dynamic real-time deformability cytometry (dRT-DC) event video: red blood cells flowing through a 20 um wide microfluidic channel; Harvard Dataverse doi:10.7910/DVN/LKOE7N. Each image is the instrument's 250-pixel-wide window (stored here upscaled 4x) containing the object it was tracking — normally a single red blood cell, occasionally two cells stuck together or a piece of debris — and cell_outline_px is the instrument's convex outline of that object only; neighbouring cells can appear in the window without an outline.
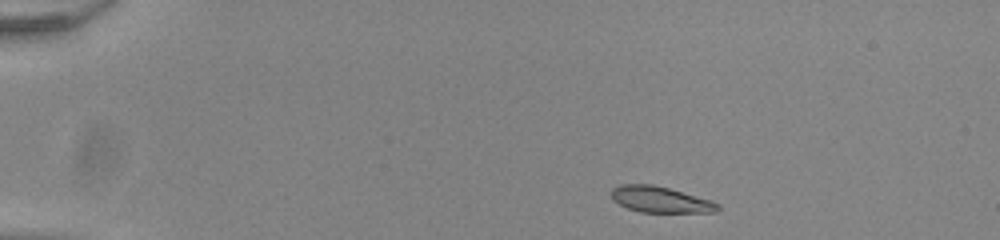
{"species": "common noctule bat (a hibernating species)", "species_latin": "Nyctalus noctula", "temperature_condition": "room temperature", "stored_images_in_passage": 45, "camera_frame_rate_fps": 3000, "um_per_image_px": 0.085, "animal": {"sex": "male", "body_mass_g": 20.0, "forearm_length_mm": 53.3}, "frame": {"image": 1, "passage_image": 1, "time_ms": 0.0, "image_size_px": [1000, 240], "cell_outline_px": [[720, 208], [716, 212], [640, 212], [628, 208], [612, 200], [612, 188], [620, 184], [652, 184], [668, 188], [712, 200], [720, 204]], "centroid_in_image_um": [56.14, 16.96], "position_along_channel_um": 28.9, "area_um2": 16.13}}
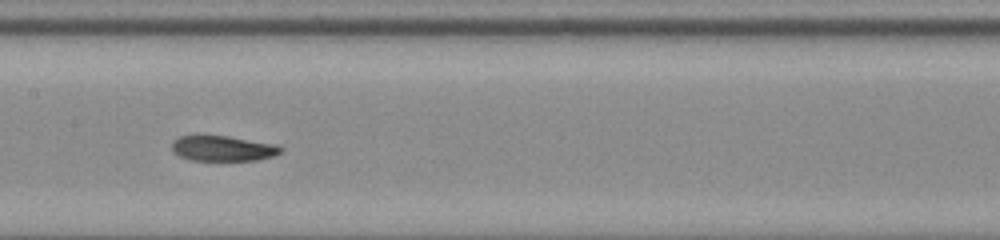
{"frame": {"image": 2, "passage_image": 20, "time_ms": 6.333, "image_size_px": [1000, 240], "cell_outline_px": [[284, 148], [280, 152], [272, 156], [256, 160], [192, 160], [180, 156], [172, 148], [172, 140], [176, 136], [204, 132], [280, 144]], "centroid_in_image_um": [18.91, 12.55], "position_along_channel_um": 188.5, "area_um2": 16.88}}
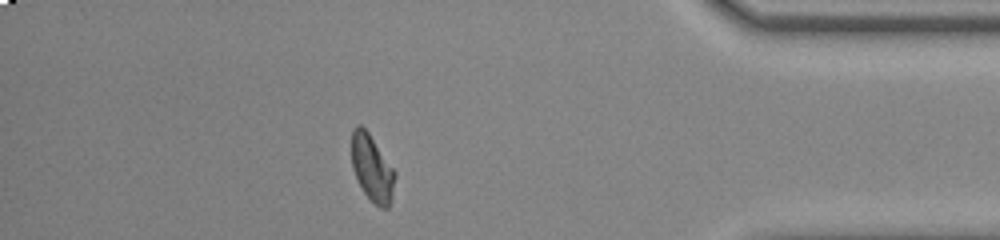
{"frame": {"image": 3, "passage_image": 39, "time_ms": 12.667, "image_size_px": [1000, 240], "cell_outline_px": [[396, 176], [392, 200], [388, 208], [380, 208], [364, 192], [352, 168], [352, 128], [356, 124], [360, 124], [368, 132], [396, 172]], "centroid_in_image_um": [31.64, 14.29], "position_along_channel_um": 403.6, "area_um2": 16.7}, "authors_computed_cell_mechanics": {"area_um2": 16.7042, "velocity_mm_per_s": 3.9018, "shape_relaxation_time_tau1_ms": null, "shape_relaxation_time_tau2_ms": 7.1986, "deformation_change_tau1": null, "deformation_change_tau2": 0.1241}}